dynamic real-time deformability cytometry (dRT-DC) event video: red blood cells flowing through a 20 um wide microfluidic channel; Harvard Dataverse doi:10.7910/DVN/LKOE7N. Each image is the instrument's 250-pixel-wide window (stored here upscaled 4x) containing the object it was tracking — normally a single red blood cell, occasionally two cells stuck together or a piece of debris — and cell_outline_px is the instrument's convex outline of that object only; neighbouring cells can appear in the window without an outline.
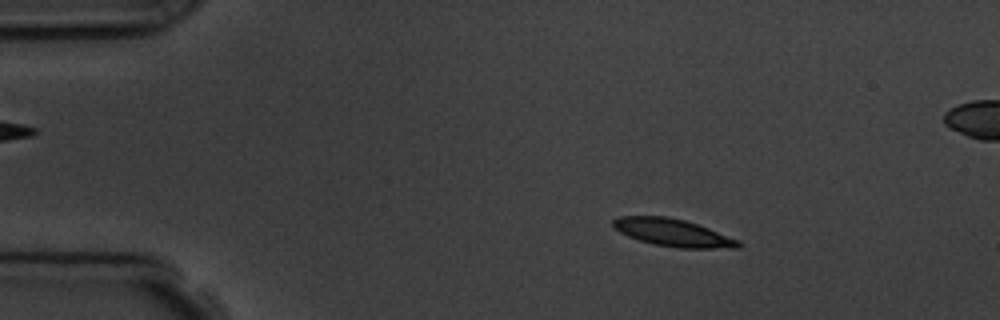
{"species": "common noctule bat (a hibernating species)", "species_latin": "Nyctalus noctula", "temperature_condition": "room temperature", "stored_images_in_passage": 5, "segment_of_instrument_passage": [1, 2], "camera_frame_rate_fps": 3000, "um_per_image_px": 0.085, "animal": {"sex": "male", "body_mass_g": 19.5, "forearm_length_mm": 54.6}, "frame": {"image": 1, "passage_image": 2, "time_ms": 1.333, "image_size_px": [1000, 320], "cell_outline_px": [[744, 244], [740, 248], [680, 248], [652, 244], [628, 236], [620, 232], [612, 224], [612, 220], [620, 216], [668, 216], [684, 220], [708, 228], [740, 240]], "centroid_in_image_um": [57.23, 19.78], "position_along_channel_um": 27.8, "area_um2": 20.06}}